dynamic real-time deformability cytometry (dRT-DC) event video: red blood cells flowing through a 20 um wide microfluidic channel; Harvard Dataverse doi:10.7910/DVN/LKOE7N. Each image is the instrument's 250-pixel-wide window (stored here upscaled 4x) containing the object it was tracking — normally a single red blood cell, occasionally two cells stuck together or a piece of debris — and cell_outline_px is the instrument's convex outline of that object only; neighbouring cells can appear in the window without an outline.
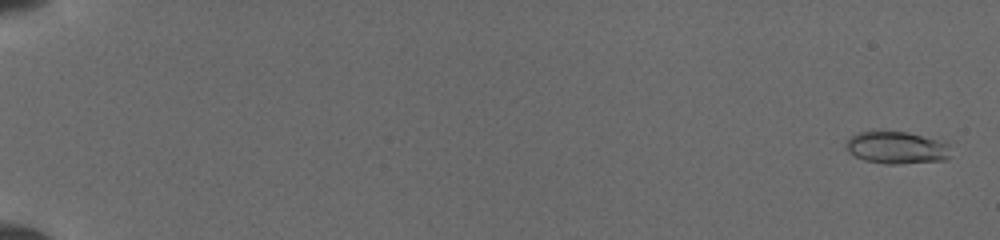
{"species": "common noctule bat (a hibernating species)", "species_latin": "Nyctalus noctula", "temperature_condition": "cold", "stored_images_in_passage": 35, "camera_frame_rate_fps": 3000, "um_per_image_px": 0.085, "animal": {"sex": "female", "body_mass_g": 19.5, "forearm_length_mm": 54.1}, "frame": {"image": 1, "passage_image": 2, "time_ms": 0.333, "image_size_px": [1000, 240], "cell_outline_px": [[948, 156], [944, 160], [896, 164], [884, 164], [864, 160], [848, 152], [844, 148], [844, 144], [852, 136], [860, 132], [908, 132], [944, 140], [948, 144]], "centroid_in_image_um": [76.2, 12.55], "position_along_channel_um": 8.8, "area_um2": 19.65}}
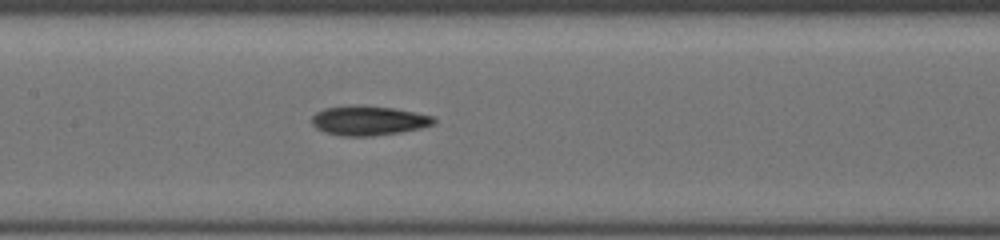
{"frame": {"image": 2, "passage_image": 19, "time_ms": 9.333, "image_size_px": [1000, 240], "cell_outline_px": [[436, 124], [420, 128], [400, 132], [372, 136], [340, 136], [324, 132], [316, 128], [312, 124], [312, 116], [316, 112], [324, 108], [352, 104], [364, 104], [392, 108], [432, 116], [436, 120]], "centroid_in_image_um": [31.28, 10.24], "position_along_channel_um": 176.1, "area_um2": 21.21}}
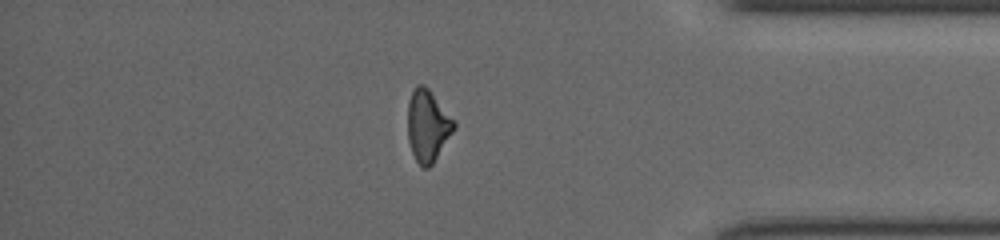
{"frame": {"image": 3, "passage_image": 31, "time_ms": 15.333, "image_size_px": [1000, 240], "cell_outline_px": [[456, 128], [432, 164], [428, 168], [424, 168], [416, 160], [412, 152], [408, 140], [408, 100], [412, 88], [416, 84], [424, 84], [428, 88], [456, 124]], "centroid_in_image_um": [36.33, 10.67], "position_along_channel_um": 398.9, "area_um2": 19.19}}